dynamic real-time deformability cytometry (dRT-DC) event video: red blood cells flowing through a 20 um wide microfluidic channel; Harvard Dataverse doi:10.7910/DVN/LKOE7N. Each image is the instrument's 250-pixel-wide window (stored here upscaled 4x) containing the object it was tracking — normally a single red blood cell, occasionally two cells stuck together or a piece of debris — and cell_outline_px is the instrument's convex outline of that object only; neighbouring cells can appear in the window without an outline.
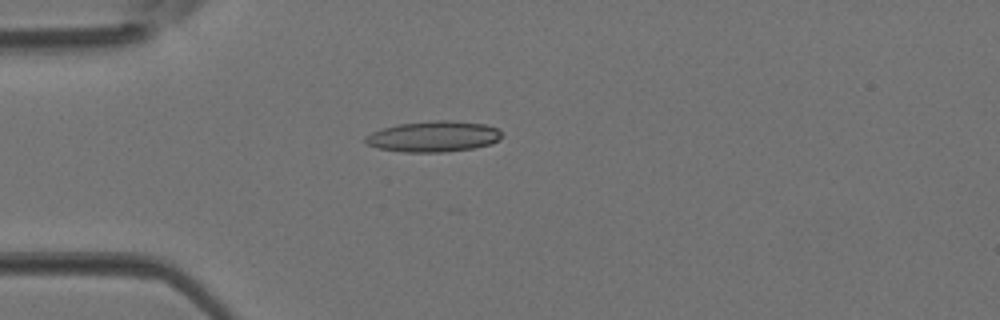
{"species": "Egyptian fruit bat (a non-hibernating species)", "species_latin": "Rousettus aegyptiacus", "temperature_condition": "room temperature", "stored_images_in_passage": 3, "camera_frame_rate_fps": 3000, "um_per_image_px": 0.085, "animal": {"sex": "female"}, "frame": {"image": 1, "passage_image": 3, "time_ms": 0.667, "image_size_px": [1000, 320], "cell_outline_px": [[504, 136], [500, 140], [492, 144], [472, 148], [444, 152], [404, 152], [376, 148], [368, 144], [364, 140], [364, 136], [372, 132], [396, 124], [436, 120], [448, 120], [484, 124], [496, 128]], "centroid_in_image_um": [36.85, 11.6], "position_along_channel_um": 48.2, "area_um2": 24.57}}